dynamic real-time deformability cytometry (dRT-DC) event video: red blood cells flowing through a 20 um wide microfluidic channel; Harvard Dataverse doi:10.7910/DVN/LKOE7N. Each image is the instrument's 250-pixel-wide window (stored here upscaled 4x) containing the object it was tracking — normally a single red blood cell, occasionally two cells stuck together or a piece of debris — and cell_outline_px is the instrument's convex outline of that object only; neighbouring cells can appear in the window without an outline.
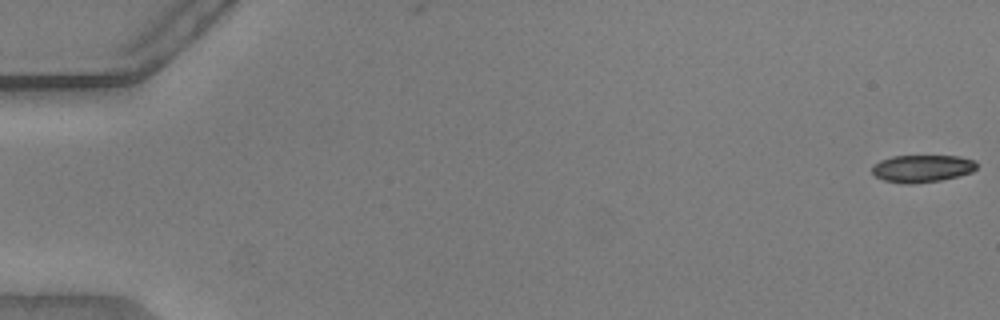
{"species": "common noctule bat (a hibernating species)", "species_latin": "Nyctalus noctula", "temperature_condition": "warm", "stored_images_in_passage": 3, "camera_frame_rate_fps": 3000, "um_per_image_px": 0.085, "animal": {"sex": "male", "body_mass_g": 20.5, "forearm_length_mm": 52.5}, "frame": {"image": 1, "passage_image": 1, "time_ms": 0.0, "image_size_px": [1000, 320], "cell_outline_px": [[976, 168], [972, 172], [940, 180], [908, 184], [904, 184], [884, 180], [876, 176], [872, 172], [872, 164], [880, 160], [892, 156], [960, 156], [976, 160]], "centroid_in_image_um": [78.36, 14.31], "position_along_channel_um": 6.6, "area_um2": 16.65}}